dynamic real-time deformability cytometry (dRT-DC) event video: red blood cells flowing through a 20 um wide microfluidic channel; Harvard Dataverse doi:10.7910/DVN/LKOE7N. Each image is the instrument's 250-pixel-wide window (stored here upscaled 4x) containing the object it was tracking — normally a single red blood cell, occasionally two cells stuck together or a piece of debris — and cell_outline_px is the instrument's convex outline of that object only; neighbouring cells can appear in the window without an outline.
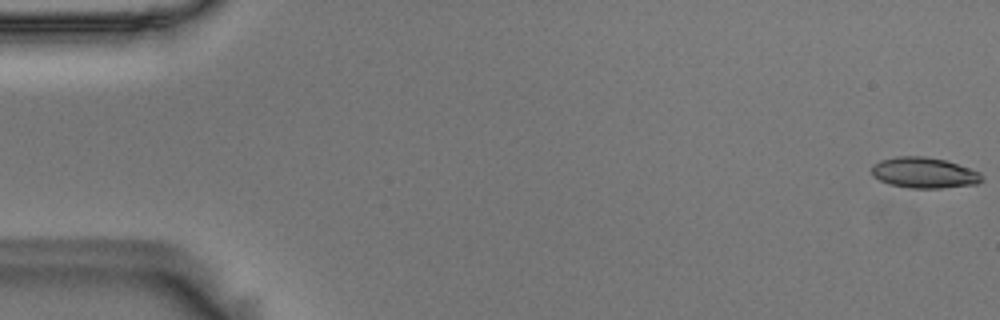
{"species": "Egyptian fruit bat (a non-hibernating species)", "species_latin": "Rousettus aegyptiacus", "temperature_condition": "room temperature", "stored_images_in_passage": 56, "camera_frame_rate_fps": 3000, "um_per_image_px": 0.085, "animal": {"sex": "male"}, "frame": {"image": 1, "passage_image": 1, "time_ms": 0.0, "image_size_px": [1000, 320], "cell_outline_px": [[984, 180], [976, 184], [940, 188], [908, 188], [888, 184], [872, 176], [872, 164], [880, 160], [896, 156], [924, 156], [948, 160], [980, 172], [984, 176]], "centroid_in_image_um": [78.56, 14.68], "position_along_channel_um": 6.4, "area_um2": 20.06}}
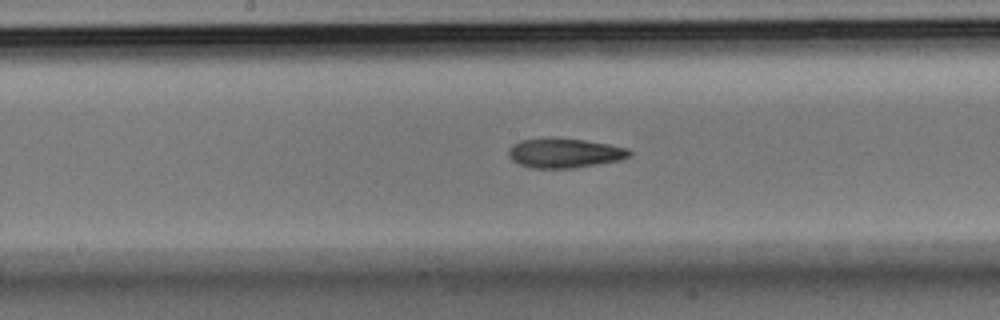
{"frame": {"image": 2, "passage_image": 29, "time_ms": 9.333, "image_size_px": [1000, 320], "cell_outline_px": [[632, 156], [620, 160], [576, 168], [532, 168], [520, 164], [512, 160], [508, 156], [508, 148], [512, 144], [520, 140], [552, 136], [584, 140], [608, 144], [628, 148], [632, 152]], "centroid_in_image_um": [47.97, 12.99], "position_along_channel_um": 200.2, "area_um2": 21.27}}
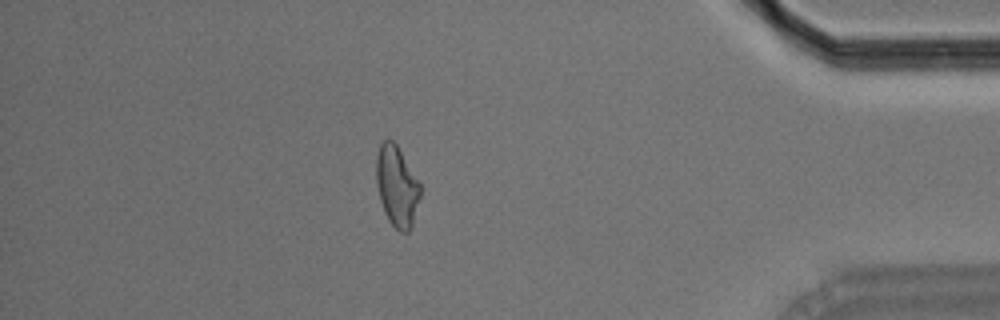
{"frame": {"image": 3, "passage_image": 49, "time_ms": 16.0, "image_size_px": [1000, 320], "cell_outline_px": [[420, 196], [412, 228], [408, 232], [400, 232], [388, 220], [384, 212], [380, 200], [376, 184], [376, 156], [380, 144], [384, 140], [392, 140], [396, 144], [420, 184]], "centroid_in_image_um": [33.72, 15.86], "position_along_channel_um": 401.5, "area_um2": 20.58}, "authors_computed_cell_mechanics": {"area_um2": 20.519, "velocity_mm_per_s": 3.616, "shape_relaxation_time_tau1_ms": 5.1054, "shape_relaxation_time_tau2_ms": 4.3485, "deformation_change_tau1": 0.1616, "deformation_change_tau2": 0.1287}}